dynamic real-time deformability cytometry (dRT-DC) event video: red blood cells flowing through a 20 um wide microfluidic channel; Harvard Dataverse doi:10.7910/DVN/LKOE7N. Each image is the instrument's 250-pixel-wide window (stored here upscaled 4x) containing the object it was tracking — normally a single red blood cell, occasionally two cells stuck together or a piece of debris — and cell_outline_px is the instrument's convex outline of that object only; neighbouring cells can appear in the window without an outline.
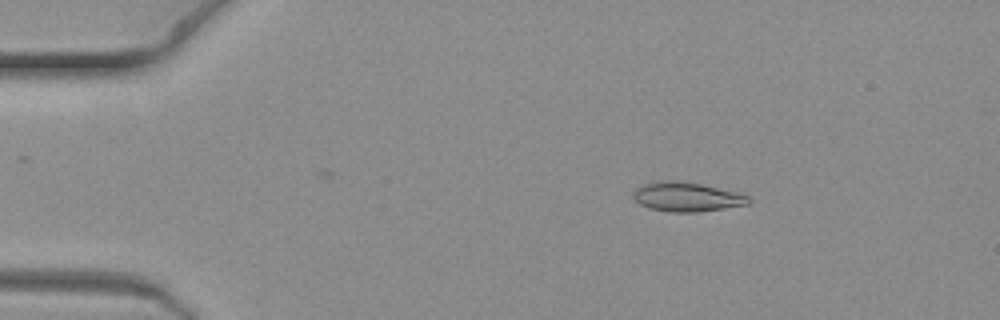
{"species": "common noctule bat (a hibernating species)", "species_latin": "Nyctalus noctula", "temperature_condition": "warm", "stored_images_in_passage": 6, "camera_frame_rate_fps": 3000, "um_per_image_px": 0.085, "animal": {"sex": "female", "body_mass_g": 19.3, "forearm_length_mm": 54.1}, "frame": {"image": 1, "passage_image": 2, "time_ms": 0.333, "image_size_px": [1000, 320], "cell_outline_px": [[752, 200], [748, 204], [724, 208], [696, 212], [668, 212], [652, 208], [640, 204], [632, 196], [632, 192], [636, 188], [644, 184], [668, 180], [680, 180], [740, 192], [748, 196]], "centroid_in_image_um": [58.4, 16.73], "position_along_channel_um": 26.6, "area_um2": 19.65}}